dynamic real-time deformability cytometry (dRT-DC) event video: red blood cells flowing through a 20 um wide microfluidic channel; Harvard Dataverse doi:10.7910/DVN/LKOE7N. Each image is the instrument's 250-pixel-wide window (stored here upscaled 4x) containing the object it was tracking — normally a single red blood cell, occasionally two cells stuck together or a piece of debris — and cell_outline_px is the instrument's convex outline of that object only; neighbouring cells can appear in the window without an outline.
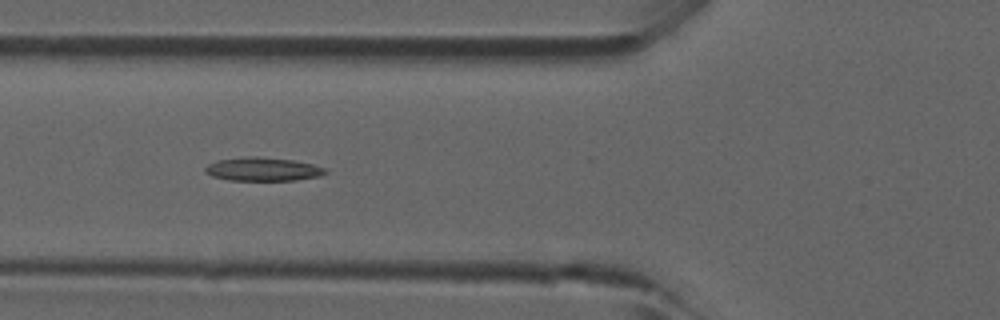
{"species": "common noctule bat (a hibernating species)", "species_latin": "Nyctalus noctula", "temperature_condition": "room temperature", "stored_images_in_passage": 5, "camera_frame_rate_fps": 3000, "um_per_image_px": 0.085, "animal": {"sex": "male", "forearm_length_mm": 52.5}, "frame": {"image": 1, "passage_image": 4, "time_ms": 1.0, "image_size_px": [1000, 320], "cell_outline_px": [[328, 172], [320, 176], [296, 180], [228, 180], [212, 176], [204, 172], [204, 168], [208, 164], [216, 160], [244, 156], [256, 156], [292, 160], [312, 164], [324, 168]], "centroid_in_image_um": [22.3, 14.37], "position_along_channel_um": 103.5, "area_um2": 16.53}}
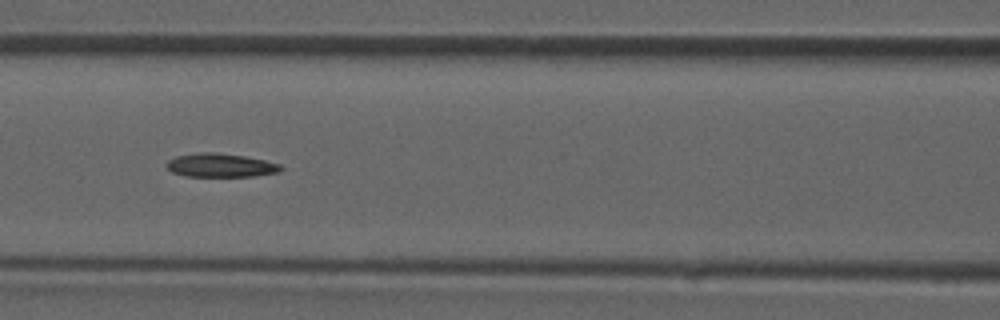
{"frame": {"image": 2, "passage_image": 5, "time_ms": 1.333, "image_size_px": [1000, 320], "cell_outline_px": [[284, 168], [280, 172], [252, 176], [188, 176], [172, 172], [164, 164], [168, 160], [176, 156], [196, 152], [216, 152], [244, 156], [264, 160], [280, 164]], "centroid_in_image_um": [18.74, 14.04], "position_along_channel_um": 147.9, "area_um2": 15.78}}